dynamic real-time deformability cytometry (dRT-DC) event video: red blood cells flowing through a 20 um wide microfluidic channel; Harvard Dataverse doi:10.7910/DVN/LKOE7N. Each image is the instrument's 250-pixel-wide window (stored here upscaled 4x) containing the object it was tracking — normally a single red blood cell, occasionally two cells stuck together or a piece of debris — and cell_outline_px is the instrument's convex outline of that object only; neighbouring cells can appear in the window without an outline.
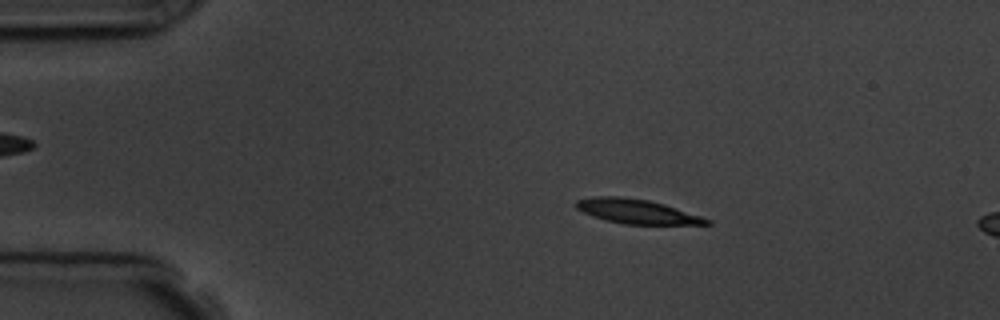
{"species": "common noctule bat (a hibernating species)", "species_latin": "Nyctalus noctula", "temperature_condition": "room temperature", "stored_images_in_passage": 5, "segment_of_instrument_passage": [1, 2], "camera_frame_rate_fps": 3000, "um_per_image_px": 0.085, "animal": {"sex": "male", "body_mass_g": 19.5, "forearm_length_mm": 54.6}, "frame": {"image": 1, "passage_image": 3, "time_ms": 2.333, "image_size_px": [1000, 320], "cell_outline_px": [[712, 224], [624, 224], [604, 220], [592, 216], [576, 208], [572, 204], [576, 200], [592, 196], [620, 196], [648, 200], [664, 204], [712, 220]], "centroid_in_image_um": [54.06, 17.96], "position_along_channel_um": 30.9, "area_um2": 18.55}}